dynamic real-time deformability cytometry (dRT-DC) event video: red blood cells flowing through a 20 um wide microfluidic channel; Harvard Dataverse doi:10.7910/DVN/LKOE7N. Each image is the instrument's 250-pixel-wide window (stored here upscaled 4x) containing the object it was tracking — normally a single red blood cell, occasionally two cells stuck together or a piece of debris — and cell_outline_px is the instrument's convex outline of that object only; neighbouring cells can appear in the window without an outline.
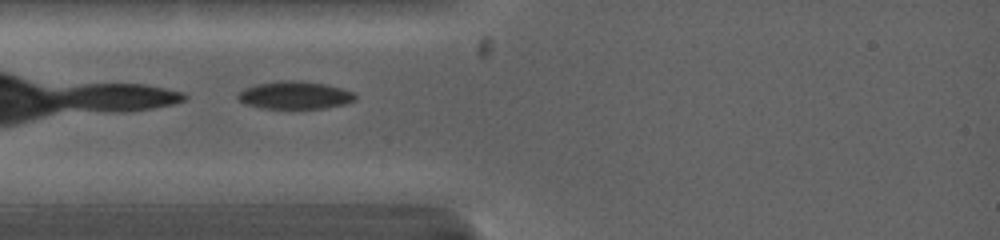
{"species": "common noctule bat (a hibernating species)", "species_latin": "Nyctalus noctula", "temperature_condition": "warm", "stored_images_in_passage": 4, "camera_frame_rate_fps": 5000, "um_per_image_px": 0.085, "animal": {"sex": "female", "body_mass_g": 19.0, "forearm_length_mm": 53.3}, "frame": {"image": 1, "passage_image": 2, "time_ms": 0.6, "image_size_px": [1000, 240], "cell_outline_px": [[356, 100], [344, 104], [324, 108], [260, 108], [244, 104], [236, 96], [244, 88], [256, 84], [288, 80], [300, 80], [324, 84], [340, 88], [352, 92], [356, 96]], "centroid_in_image_um": [25.04, 8.09], "position_along_channel_um": 60.0, "area_um2": 18.79}}
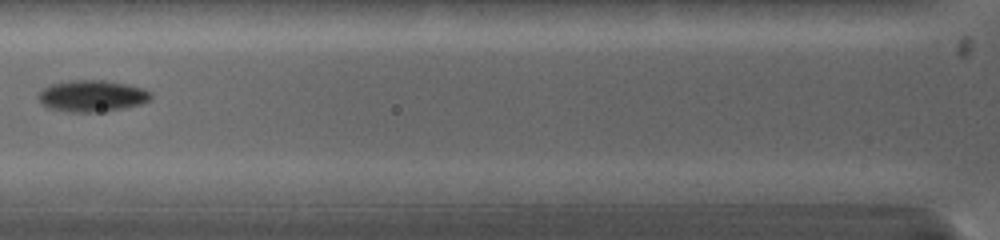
{"frame": {"image": 2, "passage_image": 4, "time_ms": 2.0, "image_size_px": [1000, 240], "cell_outline_px": [[152, 96], [148, 100], [140, 104], [104, 112], [72, 112], [48, 108], [40, 100], [40, 92], [44, 88], [52, 84], [68, 80], [104, 80], [128, 84], [152, 92]], "centroid_in_image_um": [7.85, 8.15], "position_along_channel_um": 118.0, "area_um2": 20.46}}